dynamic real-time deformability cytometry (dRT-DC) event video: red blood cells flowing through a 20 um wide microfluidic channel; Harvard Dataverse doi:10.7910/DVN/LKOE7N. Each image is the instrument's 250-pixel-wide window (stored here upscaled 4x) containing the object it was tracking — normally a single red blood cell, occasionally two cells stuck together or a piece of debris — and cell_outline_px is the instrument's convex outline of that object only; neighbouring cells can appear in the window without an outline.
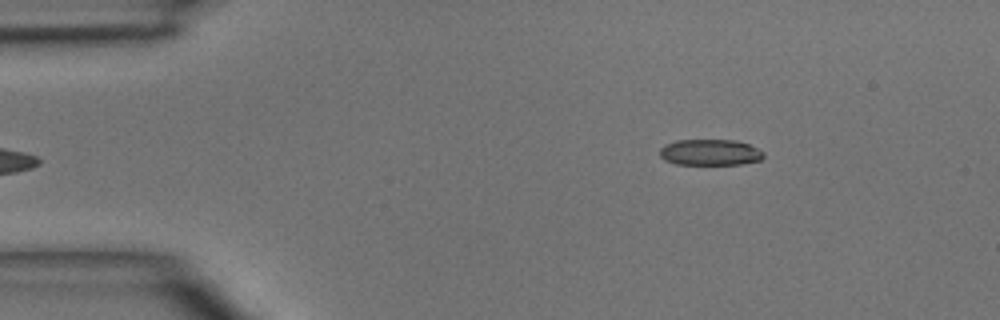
{"species": "common noctule bat (a hibernating species)", "species_latin": "Nyctalus noctula", "temperature_condition": "room temperature", "stored_images_in_passage": 4, "camera_frame_rate_fps": 3000, "um_per_image_px": 0.085, "animal": {"sex": "male", "body_mass_g": 15.6}, "frame": {"image": 1, "passage_image": 4, "time_ms": 4.0, "image_size_px": [1000, 320], "cell_outline_px": [[764, 156], [760, 160], [740, 164], [676, 164], [664, 160], [660, 156], [660, 148], [664, 144], [676, 140], [736, 140], [748, 144], [764, 152]], "centroid_in_image_um": [60.33, 12.94], "position_along_channel_um": 24.7, "area_um2": 15.78}}